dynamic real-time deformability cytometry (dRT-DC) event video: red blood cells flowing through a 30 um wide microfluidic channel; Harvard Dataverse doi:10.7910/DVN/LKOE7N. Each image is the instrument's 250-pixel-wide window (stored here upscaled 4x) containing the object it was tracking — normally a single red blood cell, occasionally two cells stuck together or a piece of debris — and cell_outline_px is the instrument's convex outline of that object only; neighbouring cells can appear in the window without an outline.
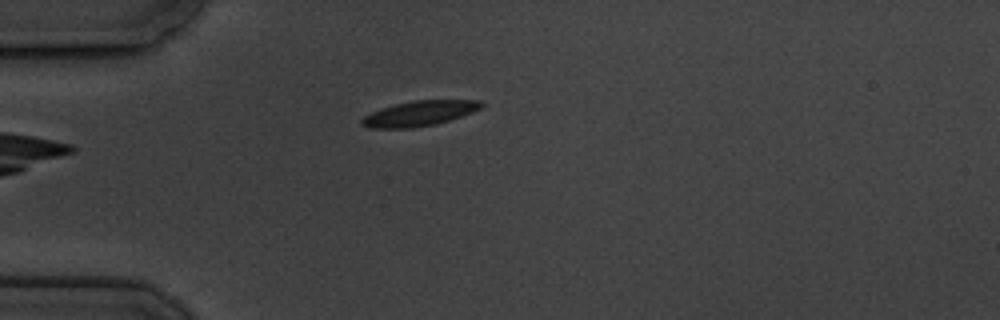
{"species": "common noctule bat (a hibernating species)", "species_latin": "Nyctalus noctula", "temperature_condition": "cold", "stored_images_in_passage": 6, "camera_frame_rate_fps": 3000, "um_per_image_px": 0.085, "animal": {"sex": "male", "body_mass_g": 19.5, "forearm_length_mm": 54.6}, "frame": {"image": 1, "passage_image": 6, "time_ms": 6.0, "image_size_px": [1000, 320], "cell_outline_px": [[484, 104], [480, 108], [472, 112], [436, 124], [412, 128], [368, 128], [360, 124], [360, 120], [364, 116], [372, 112], [396, 104], [412, 100], [480, 100]], "centroid_in_image_um": [35.62, 9.64], "position_along_channel_um": 49.4, "area_um2": 17.34}}